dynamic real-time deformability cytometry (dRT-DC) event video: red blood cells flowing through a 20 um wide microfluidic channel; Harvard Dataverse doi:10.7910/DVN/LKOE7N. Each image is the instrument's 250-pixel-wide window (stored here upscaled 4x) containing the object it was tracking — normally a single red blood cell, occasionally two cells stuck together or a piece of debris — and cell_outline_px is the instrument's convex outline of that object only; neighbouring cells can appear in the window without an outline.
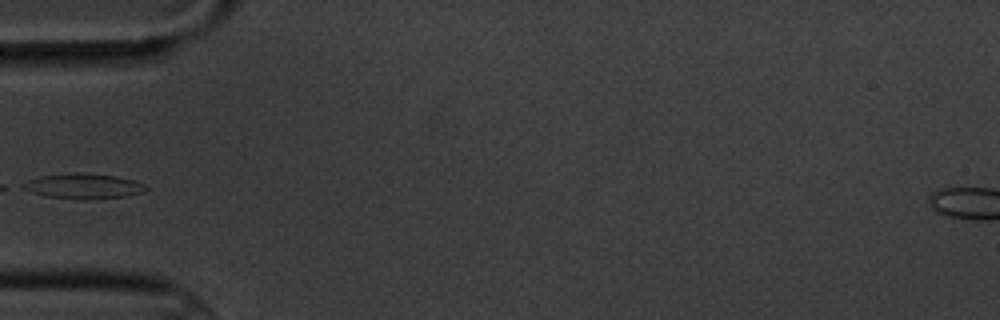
{"species": "common noctule bat (a hibernating species)", "species_latin": "Nyctalus noctula", "temperature_condition": "cold", "stored_images_in_passage": 13, "segment_of_instrument_passage": [2, 2], "camera_frame_rate_fps": 3000, "um_per_image_px": 0.085, "animal": {"sex": "male", "body_mass_g": 20.1, "forearm_length_mm": 53.5}, "frame": {"image": 1, "passage_image": 3, "time_ms": 3.333, "image_size_px": [1000, 320], "cell_outline_px": [[148, 188], [144, 192], [124, 196], [80, 200], [48, 196], [32, 192], [20, 188], [20, 184], [28, 180], [40, 176], [72, 172], [84, 172], [116, 176], [136, 180], [144, 184]], "centroid_in_image_um": [7.08, 15.8], "position_along_channel_um": 77.9, "area_um2": 18.21}}
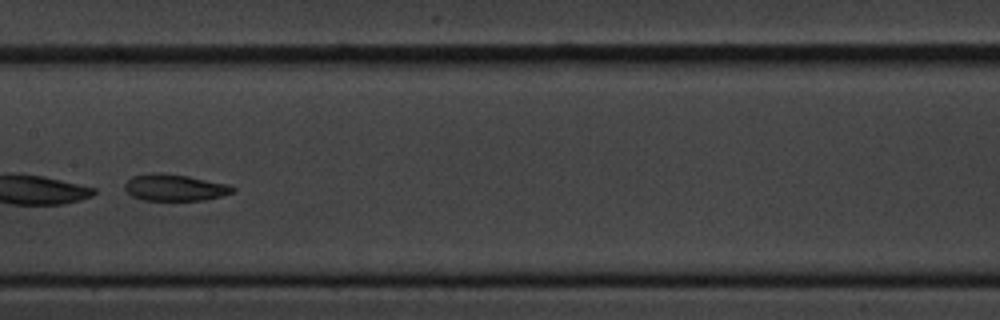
{"frame": {"image": 2, "passage_image": 6, "time_ms": 6.667, "image_size_px": [1000, 320], "cell_outline_px": [[236, 192], [204, 200], [144, 200], [132, 196], [124, 188], [124, 184], [132, 176], [152, 172], [160, 172], [188, 176], [228, 184], [236, 188]], "centroid_in_image_um": [14.86, 15.93], "position_along_channel_um": 192.5, "area_um2": 16.82}}
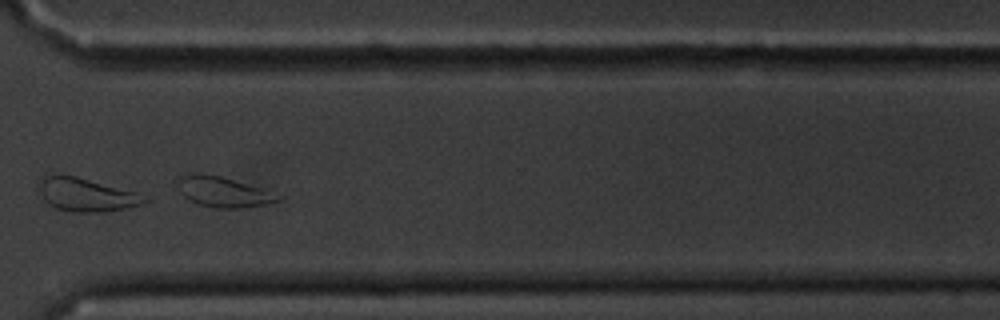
{"frame": {"image": 3, "passage_image": 10, "time_ms": 11.333, "image_size_px": [1000, 320], "cell_outline_px": [[148, 200], [140, 204], [124, 208], [104, 212], [72, 212], [56, 208], [48, 204], [44, 200], [40, 192], [40, 176], [76, 176], [136, 192], [148, 196]], "centroid_in_image_um": [7.34, 16.57], "position_along_channel_um": 363.3, "area_um2": 20.17}}